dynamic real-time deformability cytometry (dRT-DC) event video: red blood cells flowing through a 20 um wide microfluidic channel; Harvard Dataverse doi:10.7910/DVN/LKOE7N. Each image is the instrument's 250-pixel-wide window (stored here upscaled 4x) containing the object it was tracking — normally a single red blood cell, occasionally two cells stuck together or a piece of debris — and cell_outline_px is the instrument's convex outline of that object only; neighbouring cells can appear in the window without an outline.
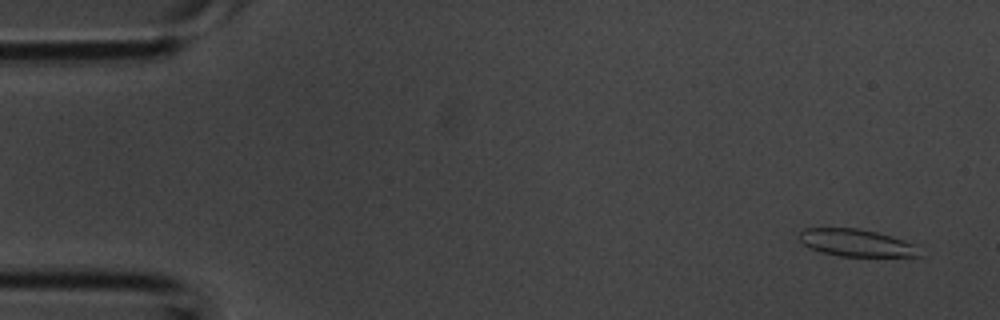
{"species": "common noctule bat (a hibernating species)", "species_latin": "Nyctalus noctula", "temperature_condition": "room temperature", "stored_images_in_passage": 3, "camera_frame_rate_fps": 3000, "um_per_image_px": 0.085, "animal": {"sex": "male", "body_mass_g": 20.1, "forearm_length_mm": 53.5}, "frame": {"image": 1, "passage_image": 1, "time_ms": 0.0, "image_size_px": [1000, 320], "cell_outline_px": [[920, 256], [916, 260], [840, 256], [820, 252], [808, 248], [800, 240], [800, 232], [804, 228], [860, 228], [892, 236], [912, 244]], "centroid_in_image_um": [72.88, 20.7], "position_along_channel_um": 12.1, "area_um2": 19.94}}